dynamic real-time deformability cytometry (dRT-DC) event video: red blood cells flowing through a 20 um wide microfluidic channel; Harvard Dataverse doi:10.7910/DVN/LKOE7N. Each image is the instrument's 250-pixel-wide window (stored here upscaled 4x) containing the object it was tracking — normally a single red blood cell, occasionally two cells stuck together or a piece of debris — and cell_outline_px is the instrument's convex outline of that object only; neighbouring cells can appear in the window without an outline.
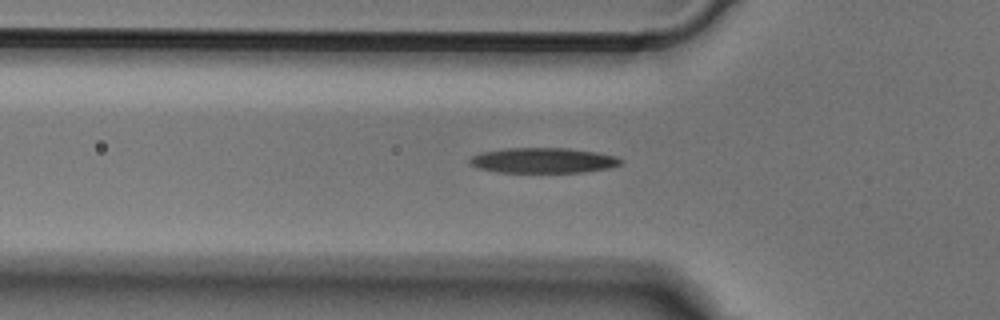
{"species": "Egyptian fruit bat (a non-hibernating species)", "species_latin": "Rousettus aegyptiacus", "temperature_condition": "cold", "stored_images_in_passage": 34, "camera_frame_rate_fps": 3000, "um_per_image_px": 0.085, "animal": {"sex": "male"}, "frame": {"image": 1, "passage_image": 4, "time_ms": 1.0, "image_size_px": [1000, 320], "cell_outline_px": [[624, 160], [620, 164], [612, 168], [584, 172], [500, 172], [480, 168], [468, 164], [468, 160], [472, 156], [480, 152], [504, 148], [568, 148], [596, 152], [616, 156]], "centroid_in_image_um": [46.18, 13.63], "position_along_channel_um": 79.6, "area_um2": 22.37}}
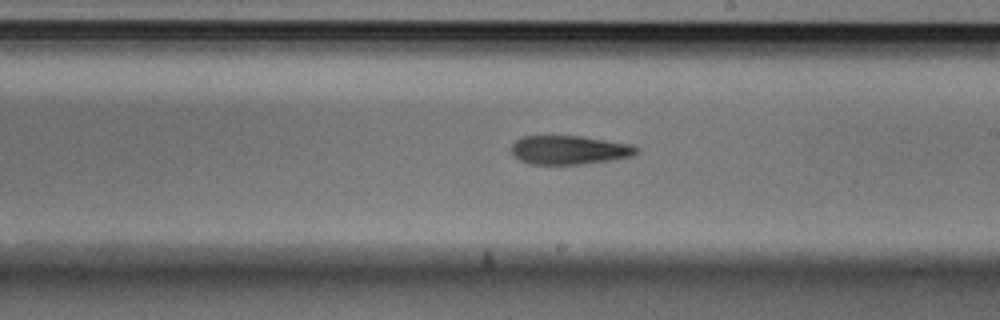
{"frame": {"image": 2, "passage_image": 16, "time_ms": 5.0, "image_size_px": [1000, 320], "cell_outline_px": [[640, 148], [632, 156], [612, 160], [584, 164], [528, 164], [520, 160], [512, 152], [512, 144], [516, 140], [524, 136], [580, 136], [632, 144]], "centroid_in_image_um": [48.41, 12.75], "position_along_channel_um": 240.6, "area_um2": 20.98}}
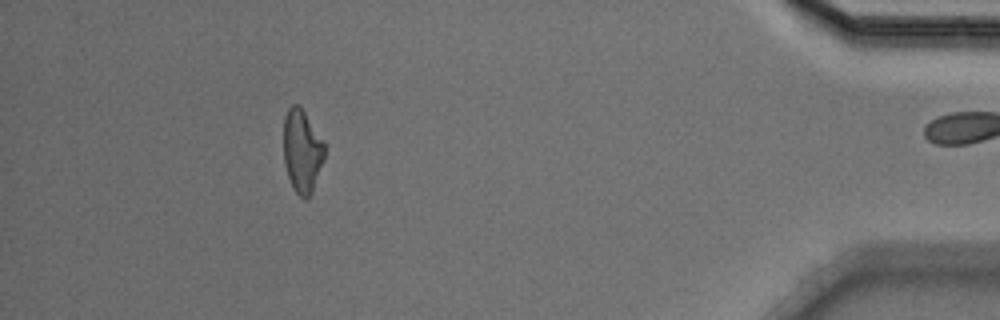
{"frame": {"image": 3, "passage_image": 33, "time_ms": 10.667, "image_size_px": [1000, 320], "cell_outline_px": [[324, 160], [312, 192], [308, 200], [304, 200], [292, 188], [284, 164], [284, 116], [288, 108], [292, 104], [300, 104], [324, 140]], "centroid_in_image_um": [25.68, 12.82], "position_along_channel_um": 409.5, "area_um2": 20.23}}